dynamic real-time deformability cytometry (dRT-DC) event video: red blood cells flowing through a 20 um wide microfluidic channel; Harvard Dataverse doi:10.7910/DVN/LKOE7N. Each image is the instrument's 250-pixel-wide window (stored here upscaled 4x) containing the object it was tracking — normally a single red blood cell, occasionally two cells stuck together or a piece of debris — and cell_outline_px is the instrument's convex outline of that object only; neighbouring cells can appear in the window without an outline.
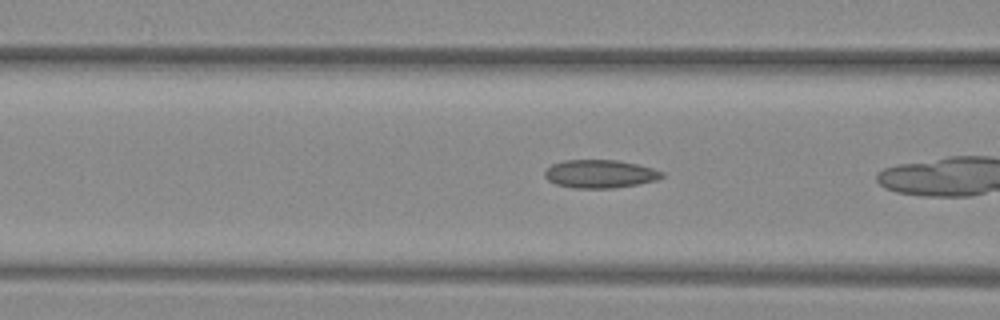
{"species": "common noctule bat (a hibernating species)", "species_latin": "Nyctalus noctula", "temperature_condition": "warm", "stored_images_in_passage": 6, "camera_frame_rate_fps": 3000, "um_per_image_px": 0.085, "animal": {"sex": "female", "body_mass_g": 29.2, "forearm_length_mm": 56.3}, "frame": {"image": 1, "passage_image": 4, "time_ms": 1.0, "image_size_px": [1000, 320], "cell_outline_px": [[664, 176], [656, 180], [640, 184], [612, 188], [572, 188], [556, 184], [548, 180], [544, 176], [544, 172], [552, 164], [564, 160], [616, 160], [636, 164], [652, 168], [664, 172]], "centroid_in_image_um": [51.0, 14.78], "position_along_channel_um": 115.6, "area_um2": 19.25}}